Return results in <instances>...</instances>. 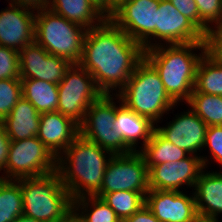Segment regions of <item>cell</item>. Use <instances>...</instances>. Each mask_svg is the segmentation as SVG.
Returning a JSON list of instances; mask_svg holds the SVG:
<instances>
[{
    "label": "cell",
    "mask_w": 222,
    "mask_h": 222,
    "mask_svg": "<svg viewBox=\"0 0 222 222\" xmlns=\"http://www.w3.org/2000/svg\"><path fill=\"white\" fill-rule=\"evenodd\" d=\"M144 58L142 45L118 28L110 19L87 30L79 65L86 69L103 94L119 92Z\"/></svg>",
    "instance_id": "6da1fadb"
},
{
    "label": "cell",
    "mask_w": 222,
    "mask_h": 222,
    "mask_svg": "<svg viewBox=\"0 0 222 222\" xmlns=\"http://www.w3.org/2000/svg\"><path fill=\"white\" fill-rule=\"evenodd\" d=\"M107 154V155H106ZM113 153L80 134L57 158V172L72 200L94 196L102 186Z\"/></svg>",
    "instance_id": "7a4b0ae2"
},
{
    "label": "cell",
    "mask_w": 222,
    "mask_h": 222,
    "mask_svg": "<svg viewBox=\"0 0 222 222\" xmlns=\"http://www.w3.org/2000/svg\"><path fill=\"white\" fill-rule=\"evenodd\" d=\"M161 43L144 51V58L156 69L164 88L176 103L188 101L196 83L197 68L206 53L205 43ZM196 49L201 53L195 54ZM193 50V51H192Z\"/></svg>",
    "instance_id": "3957f363"
},
{
    "label": "cell",
    "mask_w": 222,
    "mask_h": 222,
    "mask_svg": "<svg viewBox=\"0 0 222 222\" xmlns=\"http://www.w3.org/2000/svg\"><path fill=\"white\" fill-rule=\"evenodd\" d=\"M23 215L36 220L60 222L73 212V200L57 171L20 179Z\"/></svg>",
    "instance_id": "277c9868"
},
{
    "label": "cell",
    "mask_w": 222,
    "mask_h": 222,
    "mask_svg": "<svg viewBox=\"0 0 222 222\" xmlns=\"http://www.w3.org/2000/svg\"><path fill=\"white\" fill-rule=\"evenodd\" d=\"M116 94L127 107L157 123L177 104L167 94L156 69L143 58Z\"/></svg>",
    "instance_id": "5b68a950"
},
{
    "label": "cell",
    "mask_w": 222,
    "mask_h": 222,
    "mask_svg": "<svg viewBox=\"0 0 222 222\" xmlns=\"http://www.w3.org/2000/svg\"><path fill=\"white\" fill-rule=\"evenodd\" d=\"M87 30L51 11H36L34 41L49 54L79 64Z\"/></svg>",
    "instance_id": "8992f818"
},
{
    "label": "cell",
    "mask_w": 222,
    "mask_h": 222,
    "mask_svg": "<svg viewBox=\"0 0 222 222\" xmlns=\"http://www.w3.org/2000/svg\"><path fill=\"white\" fill-rule=\"evenodd\" d=\"M113 94H102L87 109L79 134L113 154L132 152L117 134L116 102ZM114 101V102H113Z\"/></svg>",
    "instance_id": "52a82bcc"
},
{
    "label": "cell",
    "mask_w": 222,
    "mask_h": 222,
    "mask_svg": "<svg viewBox=\"0 0 222 222\" xmlns=\"http://www.w3.org/2000/svg\"><path fill=\"white\" fill-rule=\"evenodd\" d=\"M58 94L57 112L80 125L89 106L103 93L86 69L79 64H72L58 83Z\"/></svg>",
    "instance_id": "ba28073f"
},
{
    "label": "cell",
    "mask_w": 222,
    "mask_h": 222,
    "mask_svg": "<svg viewBox=\"0 0 222 222\" xmlns=\"http://www.w3.org/2000/svg\"><path fill=\"white\" fill-rule=\"evenodd\" d=\"M56 170L57 158L37 136L10 142L7 180L44 176Z\"/></svg>",
    "instance_id": "9c48e42d"
},
{
    "label": "cell",
    "mask_w": 222,
    "mask_h": 222,
    "mask_svg": "<svg viewBox=\"0 0 222 222\" xmlns=\"http://www.w3.org/2000/svg\"><path fill=\"white\" fill-rule=\"evenodd\" d=\"M115 191L149 192L148 167L139 151L114 154L104 172L101 189L94 196L102 198Z\"/></svg>",
    "instance_id": "30bf717a"
},
{
    "label": "cell",
    "mask_w": 222,
    "mask_h": 222,
    "mask_svg": "<svg viewBox=\"0 0 222 222\" xmlns=\"http://www.w3.org/2000/svg\"><path fill=\"white\" fill-rule=\"evenodd\" d=\"M160 0H128L109 18L145 50L154 47L156 11ZM154 38V39H152Z\"/></svg>",
    "instance_id": "8fae6325"
},
{
    "label": "cell",
    "mask_w": 222,
    "mask_h": 222,
    "mask_svg": "<svg viewBox=\"0 0 222 222\" xmlns=\"http://www.w3.org/2000/svg\"><path fill=\"white\" fill-rule=\"evenodd\" d=\"M209 160L205 156L189 155L179 161L152 166L148 169L149 190L180 191L184 185L193 188Z\"/></svg>",
    "instance_id": "7c38bea8"
},
{
    "label": "cell",
    "mask_w": 222,
    "mask_h": 222,
    "mask_svg": "<svg viewBox=\"0 0 222 222\" xmlns=\"http://www.w3.org/2000/svg\"><path fill=\"white\" fill-rule=\"evenodd\" d=\"M154 46L166 44L205 43V35L170 1L160 0L156 11Z\"/></svg>",
    "instance_id": "4fadbf2b"
},
{
    "label": "cell",
    "mask_w": 222,
    "mask_h": 222,
    "mask_svg": "<svg viewBox=\"0 0 222 222\" xmlns=\"http://www.w3.org/2000/svg\"><path fill=\"white\" fill-rule=\"evenodd\" d=\"M72 63L49 54L33 41L19 51L20 79H38L58 84Z\"/></svg>",
    "instance_id": "5bb4252c"
},
{
    "label": "cell",
    "mask_w": 222,
    "mask_h": 222,
    "mask_svg": "<svg viewBox=\"0 0 222 222\" xmlns=\"http://www.w3.org/2000/svg\"><path fill=\"white\" fill-rule=\"evenodd\" d=\"M183 191L149 190L145 205L160 222H196L199 219L194 193Z\"/></svg>",
    "instance_id": "9a60e30c"
},
{
    "label": "cell",
    "mask_w": 222,
    "mask_h": 222,
    "mask_svg": "<svg viewBox=\"0 0 222 222\" xmlns=\"http://www.w3.org/2000/svg\"><path fill=\"white\" fill-rule=\"evenodd\" d=\"M181 114V115H180ZM175 115L165 127L155 126V130L167 141L185 150L190 155H199L203 150L208 126L191 109Z\"/></svg>",
    "instance_id": "2e32d148"
},
{
    "label": "cell",
    "mask_w": 222,
    "mask_h": 222,
    "mask_svg": "<svg viewBox=\"0 0 222 222\" xmlns=\"http://www.w3.org/2000/svg\"><path fill=\"white\" fill-rule=\"evenodd\" d=\"M8 6L0 11V45L19 52L34 41L36 12L12 3Z\"/></svg>",
    "instance_id": "e0dca14e"
},
{
    "label": "cell",
    "mask_w": 222,
    "mask_h": 222,
    "mask_svg": "<svg viewBox=\"0 0 222 222\" xmlns=\"http://www.w3.org/2000/svg\"><path fill=\"white\" fill-rule=\"evenodd\" d=\"M79 135V125L60 112L40 115L37 137L58 158Z\"/></svg>",
    "instance_id": "ac0fdd59"
},
{
    "label": "cell",
    "mask_w": 222,
    "mask_h": 222,
    "mask_svg": "<svg viewBox=\"0 0 222 222\" xmlns=\"http://www.w3.org/2000/svg\"><path fill=\"white\" fill-rule=\"evenodd\" d=\"M118 99L119 106H116V116L114 123H117V134L123 139L124 144L132 151L136 152L140 139L143 140L141 149L150 141L155 130V124L147 117L141 116L132 111L120 97L114 93Z\"/></svg>",
    "instance_id": "d6986e66"
},
{
    "label": "cell",
    "mask_w": 222,
    "mask_h": 222,
    "mask_svg": "<svg viewBox=\"0 0 222 222\" xmlns=\"http://www.w3.org/2000/svg\"><path fill=\"white\" fill-rule=\"evenodd\" d=\"M200 219L216 220L222 213V172L201 171L193 188Z\"/></svg>",
    "instance_id": "ffe728a7"
},
{
    "label": "cell",
    "mask_w": 222,
    "mask_h": 222,
    "mask_svg": "<svg viewBox=\"0 0 222 222\" xmlns=\"http://www.w3.org/2000/svg\"><path fill=\"white\" fill-rule=\"evenodd\" d=\"M40 113L25 98L21 97L3 120L5 130L11 141H19L37 136Z\"/></svg>",
    "instance_id": "44dd1931"
},
{
    "label": "cell",
    "mask_w": 222,
    "mask_h": 222,
    "mask_svg": "<svg viewBox=\"0 0 222 222\" xmlns=\"http://www.w3.org/2000/svg\"><path fill=\"white\" fill-rule=\"evenodd\" d=\"M48 9L86 30L106 20L90 0H49Z\"/></svg>",
    "instance_id": "7402d4cb"
},
{
    "label": "cell",
    "mask_w": 222,
    "mask_h": 222,
    "mask_svg": "<svg viewBox=\"0 0 222 222\" xmlns=\"http://www.w3.org/2000/svg\"><path fill=\"white\" fill-rule=\"evenodd\" d=\"M22 97L42 113L56 112L59 102L58 84L38 80L21 79Z\"/></svg>",
    "instance_id": "603a6c76"
},
{
    "label": "cell",
    "mask_w": 222,
    "mask_h": 222,
    "mask_svg": "<svg viewBox=\"0 0 222 222\" xmlns=\"http://www.w3.org/2000/svg\"><path fill=\"white\" fill-rule=\"evenodd\" d=\"M138 151L144 157L148 169L162 163L179 161L190 155L164 139L156 130L153 131L150 141Z\"/></svg>",
    "instance_id": "cb8c5ba5"
},
{
    "label": "cell",
    "mask_w": 222,
    "mask_h": 222,
    "mask_svg": "<svg viewBox=\"0 0 222 222\" xmlns=\"http://www.w3.org/2000/svg\"><path fill=\"white\" fill-rule=\"evenodd\" d=\"M73 213L81 222H122L115 211L96 196L73 200Z\"/></svg>",
    "instance_id": "d4e9b609"
},
{
    "label": "cell",
    "mask_w": 222,
    "mask_h": 222,
    "mask_svg": "<svg viewBox=\"0 0 222 222\" xmlns=\"http://www.w3.org/2000/svg\"><path fill=\"white\" fill-rule=\"evenodd\" d=\"M186 103L207 126L222 125V96L201 93L194 88Z\"/></svg>",
    "instance_id": "484cf974"
},
{
    "label": "cell",
    "mask_w": 222,
    "mask_h": 222,
    "mask_svg": "<svg viewBox=\"0 0 222 222\" xmlns=\"http://www.w3.org/2000/svg\"><path fill=\"white\" fill-rule=\"evenodd\" d=\"M194 88L201 93L222 96V64L207 53L198 64Z\"/></svg>",
    "instance_id": "4316f807"
},
{
    "label": "cell",
    "mask_w": 222,
    "mask_h": 222,
    "mask_svg": "<svg viewBox=\"0 0 222 222\" xmlns=\"http://www.w3.org/2000/svg\"><path fill=\"white\" fill-rule=\"evenodd\" d=\"M23 215V197L20 179L0 178V222H12Z\"/></svg>",
    "instance_id": "83f0119b"
},
{
    "label": "cell",
    "mask_w": 222,
    "mask_h": 222,
    "mask_svg": "<svg viewBox=\"0 0 222 222\" xmlns=\"http://www.w3.org/2000/svg\"><path fill=\"white\" fill-rule=\"evenodd\" d=\"M148 192L115 191L106 193L101 199L110 206L124 222L145 205V196Z\"/></svg>",
    "instance_id": "f1b7e54d"
},
{
    "label": "cell",
    "mask_w": 222,
    "mask_h": 222,
    "mask_svg": "<svg viewBox=\"0 0 222 222\" xmlns=\"http://www.w3.org/2000/svg\"><path fill=\"white\" fill-rule=\"evenodd\" d=\"M22 97L21 79L0 80V120H4Z\"/></svg>",
    "instance_id": "f546056e"
},
{
    "label": "cell",
    "mask_w": 222,
    "mask_h": 222,
    "mask_svg": "<svg viewBox=\"0 0 222 222\" xmlns=\"http://www.w3.org/2000/svg\"><path fill=\"white\" fill-rule=\"evenodd\" d=\"M20 79L19 52L0 45V80Z\"/></svg>",
    "instance_id": "4dcf8cb0"
},
{
    "label": "cell",
    "mask_w": 222,
    "mask_h": 222,
    "mask_svg": "<svg viewBox=\"0 0 222 222\" xmlns=\"http://www.w3.org/2000/svg\"><path fill=\"white\" fill-rule=\"evenodd\" d=\"M200 21L208 28L217 25L222 17V0H194ZM210 24V25H209Z\"/></svg>",
    "instance_id": "1f68e13d"
},
{
    "label": "cell",
    "mask_w": 222,
    "mask_h": 222,
    "mask_svg": "<svg viewBox=\"0 0 222 222\" xmlns=\"http://www.w3.org/2000/svg\"><path fill=\"white\" fill-rule=\"evenodd\" d=\"M205 147L210 150V159H214L219 166L222 165V125L208 126L203 148Z\"/></svg>",
    "instance_id": "d6a6232c"
},
{
    "label": "cell",
    "mask_w": 222,
    "mask_h": 222,
    "mask_svg": "<svg viewBox=\"0 0 222 222\" xmlns=\"http://www.w3.org/2000/svg\"><path fill=\"white\" fill-rule=\"evenodd\" d=\"M172 5L186 16L204 35L208 28L200 21L199 12L194 0H168Z\"/></svg>",
    "instance_id": "836d02e7"
},
{
    "label": "cell",
    "mask_w": 222,
    "mask_h": 222,
    "mask_svg": "<svg viewBox=\"0 0 222 222\" xmlns=\"http://www.w3.org/2000/svg\"><path fill=\"white\" fill-rule=\"evenodd\" d=\"M206 53L222 64V29H209L205 35Z\"/></svg>",
    "instance_id": "e575fe53"
},
{
    "label": "cell",
    "mask_w": 222,
    "mask_h": 222,
    "mask_svg": "<svg viewBox=\"0 0 222 222\" xmlns=\"http://www.w3.org/2000/svg\"><path fill=\"white\" fill-rule=\"evenodd\" d=\"M10 142L3 120H0V172L4 171L0 178L5 180H7V158ZM4 174L6 175L4 176Z\"/></svg>",
    "instance_id": "d590c367"
},
{
    "label": "cell",
    "mask_w": 222,
    "mask_h": 222,
    "mask_svg": "<svg viewBox=\"0 0 222 222\" xmlns=\"http://www.w3.org/2000/svg\"><path fill=\"white\" fill-rule=\"evenodd\" d=\"M124 222H160L156 219L151 210L144 205Z\"/></svg>",
    "instance_id": "8d00e7d4"
},
{
    "label": "cell",
    "mask_w": 222,
    "mask_h": 222,
    "mask_svg": "<svg viewBox=\"0 0 222 222\" xmlns=\"http://www.w3.org/2000/svg\"><path fill=\"white\" fill-rule=\"evenodd\" d=\"M49 0H10L9 3L19 5L31 9L33 11H39L48 8Z\"/></svg>",
    "instance_id": "74e56055"
},
{
    "label": "cell",
    "mask_w": 222,
    "mask_h": 222,
    "mask_svg": "<svg viewBox=\"0 0 222 222\" xmlns=\"http://www.w3.org/2000/svg\"><path fill=\"white\" fill-rule=\"evenodd\" d=\"M90 2L106 19H109V0H90Z\"/></svg>",
    "instance_id": "f35d334b"
},
{
    "label": "cell",
    "mask_w": 222,
    "mask_h": 222,
    "mask_svg": "<svg viewBox=\"0 0 222 222\" xmlns=\"http://www.w3.org/2000/svg\"><path fill=\"white\" fill-rule=\"evenodd\" d=\"M128 0H109V18Z\"/></svg>",
    "instance_id": "ab89813d"
},
{
    "label": "cell",
    "mask_w": 222,
    "mask_h": 222,
    "mask_svg": "<svg viewBox=\"0 0 222 222\" xmlns=\"http://www.w3.org/2000/svg\"><path fill=\"white\" fill-rule=\"evenodd\" d=\"M12 222H47V221L36 220V219L21 215L18 218H15Z\"/></svg>",
    "instance_id": "60d3db41"
},
{
    "label": "cell",
    "mask_w": 222,
    "mask_h": 222,
    "mask_svg": "<svg viewBox=\"0 0 222 222\" xmlns=\"http://www.w3.org/2000/svg\"><path fill=\"white\" fill-rule=\"evenodd\" d=\"M60 222H81L76 215L72 212L66 219Z\"/></svg>",
    "instance_id": "b9f144b4"
},
{
    "label": "cell",
    "mask_w": 222,
    "mask_h": 222,
    "mask_svg": "<svg viewBox=\"0 0 222 222\" xmlns=\"http://www.w3.org/2000/svg\"><path fill=\"white\" fill-rule=\"evenodd\" d=\"M210 29H222V17L220 22L217 25H214V27L211 25Z\"/></svg>",
    "instance_id": "7bdbcfd3"
},
{
    "label": "cell",
    "mask_w": 222,
    "mask_h": 222,
    "mask_svg": "<svg viewBox=\"0 0 222 222\" xmlns=\"http://www.w3.org/2000/svg\"><path fill=\"white\" fill-rule=\"evenodd\" d=\"M196 222H216V220H205L199 218Z\"/></svg>",
    "instance_id": "ee69618b"
}]
</instances>
